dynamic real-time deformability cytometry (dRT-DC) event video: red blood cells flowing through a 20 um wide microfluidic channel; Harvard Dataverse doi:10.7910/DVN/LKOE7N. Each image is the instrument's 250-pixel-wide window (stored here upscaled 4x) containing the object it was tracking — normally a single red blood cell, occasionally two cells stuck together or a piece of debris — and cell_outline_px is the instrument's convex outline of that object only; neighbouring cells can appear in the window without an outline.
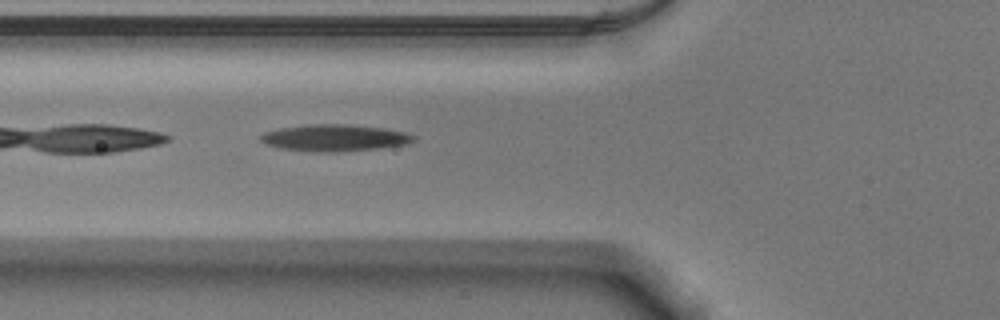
{"species": "Egyptian fruit bat (a non-hibernating species)", "species_latin": "Rousettus aegyptiacus", "temperature_condition": "warm", "stored_images_in_passage": 23, "camera_frame_rate_fps": 3000, "um_per_image_px": 0.085, "animal": {"sex": "male"}, "frame": {"image": 1, "passage_image": 4, "time_ms": 1.0, "image_size_px": [1000, 320], "cell_outline_px": [[416, 140], [408, 144], [376, 148], [332, 152], [284, 148], [264, 144], [260, 140], [260, 136], [264, 132], [280, 128], [312, 124], [348, 124], [384, 128], [404, 132], [416, 136]], "centroid_in_image_um": [28.48, 11.7], "position_along_channel_um": 97.3, "area_um2": 23.41}}
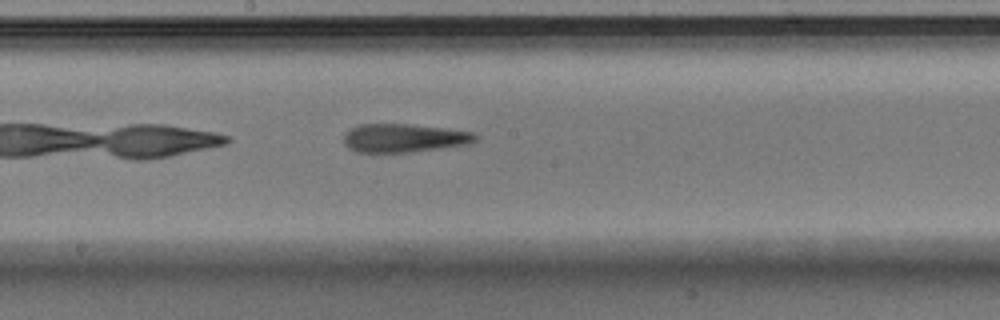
{"frame": {"image": 2, "passage_image": 13, "time_ms": 4.0, "image_size_px": [1000, 320], "cell_outline_px": [[480, 136], [476, 140], [468, 144], [408, 152], [356, 152], [348, 148], [344, 144], [344, 136], [352, 128], [360, 124], [408, 124], [448, 128], [472, 132]], "centroid_in_image_um": [34.35, 11.73], "position_along_channel_um": 213.8, "area_um2": 21.73}}
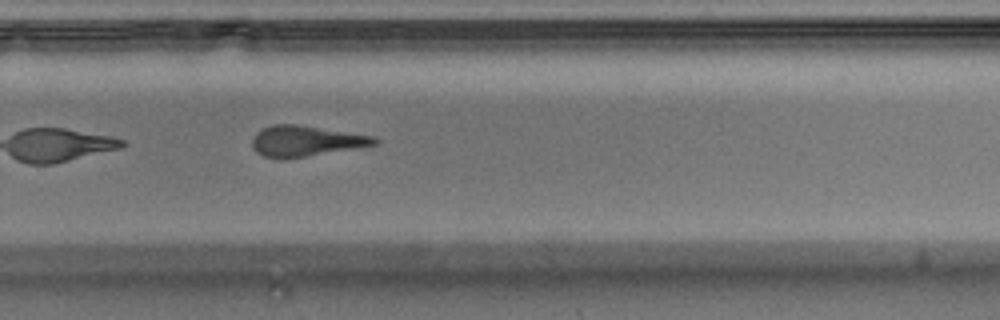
{"frame": {"image": 3, "passage_image": 20, "time_ms": 6.333, "image_size_px": [1000, 320], "cell_outline_px": [[380, 140], [376, 144], [356, 148], [284, 160], [264, 156], [256, 152], [252, 144], [252, 140], [256, 132], [264, 128], [276, 124], [296, 124], [376, 136]], "centroid_in_image_um": [26.0, 11.99], "position_along_channel_um": 303.8, "area_um2": 21.91}}